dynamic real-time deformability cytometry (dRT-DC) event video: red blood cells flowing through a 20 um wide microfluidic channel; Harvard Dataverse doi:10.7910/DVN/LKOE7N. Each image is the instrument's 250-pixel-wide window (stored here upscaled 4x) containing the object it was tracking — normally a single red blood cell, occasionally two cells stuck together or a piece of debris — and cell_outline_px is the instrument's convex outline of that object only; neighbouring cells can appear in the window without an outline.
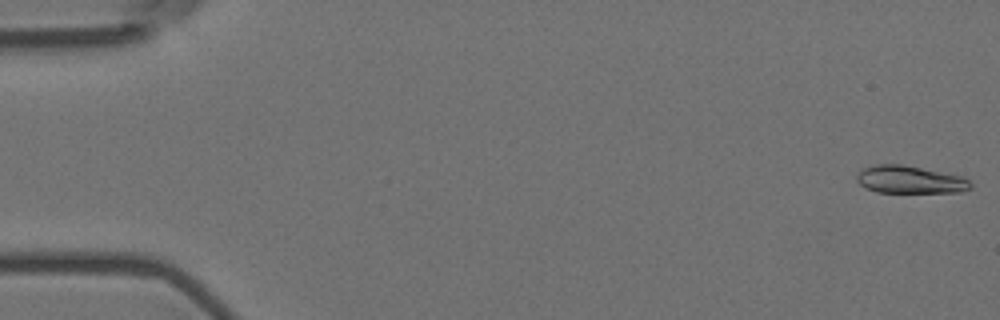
{"species": "Egyptian fruit bat (a non-hibernating species)", "species_latin": "Rousettus aegyptiacus", "temperature_condition": "room temperature", "stored_images_in_passage": 16, "camera_frame_rate_fps": 3000, "um_per_image_px": 0.085, "animal": {"sex": "female"}, "frame": {"image": 1, "passage_image": 1, "time_ms": 0.0, "image_size_px": [1000, 320], "cell_outline_px": [[972, 188], [956, 192], [876, 192], [864, 188], [856, 180], [856, 176], [864, 168], [872, 164], [904, 164], [960, 176], [968, 180], [972, 184]], "centroid_in_image_um": [77.3, 15.26], "position_along_channel_um": 7.7, "area_um2": 18.26}}
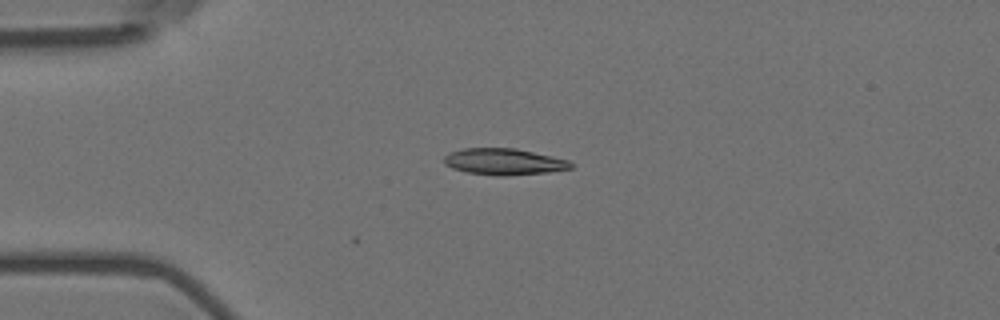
{"frame": {"image": 2, "passage_image": 14, "time_ms": 4.333, "image_size_px": [1000, 320], "cell_outline_px": [[572, 168], [548, 172], [508, 176], [496, 176], [468, 172], [452, 168], [444, 164], [444, 156], [448, 152], [464, 148], [516, 148], [552, 156], [568, 160], [572, 164]], "centroid_in_image_um": [42.81, 13.74], "position_along_channel_um": 42.2, "area_um2": 19.59}}